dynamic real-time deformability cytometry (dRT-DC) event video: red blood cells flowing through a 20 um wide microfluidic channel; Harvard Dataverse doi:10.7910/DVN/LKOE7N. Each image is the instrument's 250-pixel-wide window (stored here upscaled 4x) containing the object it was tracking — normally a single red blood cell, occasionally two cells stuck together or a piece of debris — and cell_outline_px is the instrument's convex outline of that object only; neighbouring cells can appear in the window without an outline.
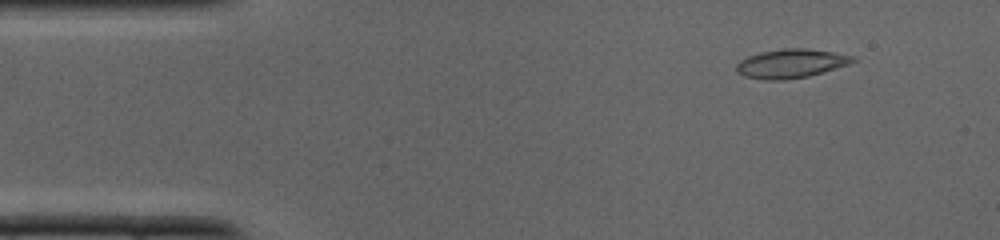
{"species": "common noctule bat (a hibernating species)", "species_latin": "Nyctalus noctula", "temperature_condition": "cold", "stored_images_in_passage": 37, "camera_frame_rate_fps": 3000, "um_per_image_px": 0.085, "animal": {"sex": "male", "body_mass_g": 19.0, "forearm_length_mm": 50.8}, "frame": {"image": 1, "passage_image": 4, "time_ms": 1.0, "image_size_px": [1000, 240], "cell_outline_px": [[856, 60], [848, 64], [824, 72], [808, 76], [784, 80], [768, 80], [744, 76], [736, 72], [736, 64], [740, 60], [748, 56], [760, 52], [784, 48], [804, 48], [832, 52], [856, 56]], "centroid_in_image_um": [67.22, 5.4], "position_along_channel_um": 17.8, "area_um2": 19.59}}
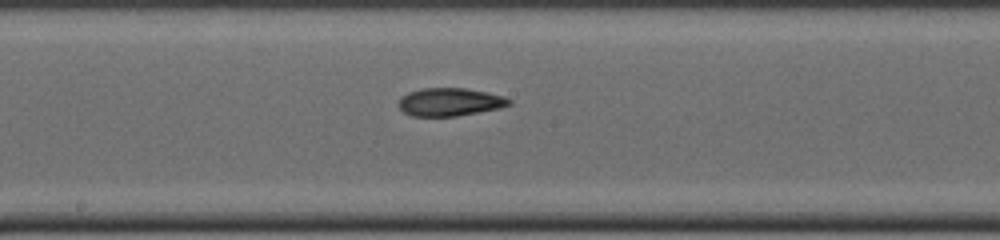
{"frame": {"image": 2, "passage_image": 19, "time_ms": 6.0, "image_size_px": [1000, 240], "cell_outline_px": [[512, 104], [500, 108], [456, 116], [412, 116], [404, 112], [400, 108], [400, 96], [408, 92], [420, 88], [464, 88], [488, 92], [504, 96], [512, 100]], "centroid_in_image_um": [38.26, 8.66], "position_along_channel_um": 209.9, "area_um2": 18.09}}
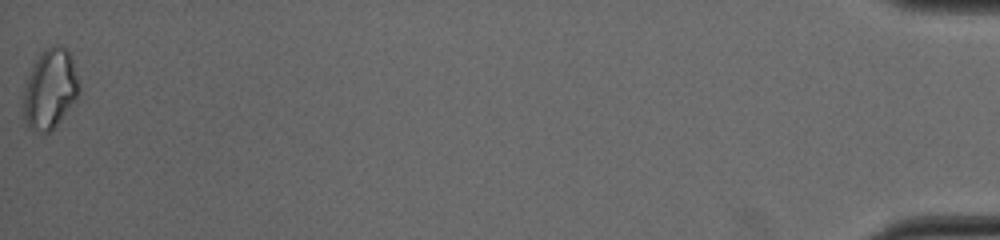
{"frame": {"image": 3, "passage_image": 37, "time_ms": 12.0, "image_size_px": [1000, 240], "cell_outline_px": [[80, 88], [76, 96], [56, 124], [48, 132], [40, 136], [28, 128], [24, 120], [20, 96], [24, 84], [40, 52], [44, 48], [60, 44], [68, 48], [72, 56], [80, 84]], "centroid_in_image_um": [4.19, 7.56], "position_along_channel_um": 431.0, "area_um2": 26.41}}